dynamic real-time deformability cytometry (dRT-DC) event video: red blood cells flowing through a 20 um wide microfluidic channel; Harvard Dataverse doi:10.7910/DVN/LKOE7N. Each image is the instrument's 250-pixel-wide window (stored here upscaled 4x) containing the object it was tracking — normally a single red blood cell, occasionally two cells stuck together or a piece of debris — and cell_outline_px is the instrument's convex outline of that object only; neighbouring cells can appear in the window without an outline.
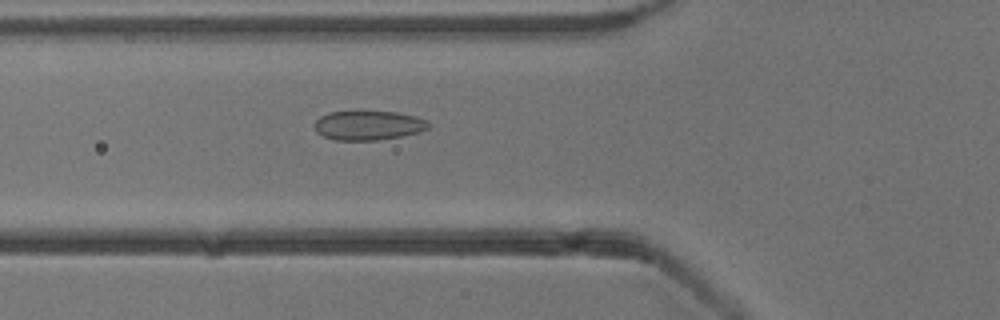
{"species": "common noctule bat (a hibernating species)", "species_latin": "Nyctalus noctula", "temperature_condition": "cold", "stored_images_in_passage": 42, "camera_frame_rate_fps": 3000, "um_per_image_px": 0.085, "animal": {"sex": "male", "body_mass_g": 13.3}, "frame": {"image": 1, "passage_image": 8, "time_ms": 2.333, "image_size_px": [1000, 320], "cell_outline_px": [[432, 124], [428, 128], [420, 132], [400, 136], [376, 140], [336, 140], [324, 136], [316, 132], [312, 124], [320, 116], [328, 112], [356, 108], [360, 108], [396, 112], [416, 116], [428, 120]], "centroid_in_image_um": [31.28, 10.59], "position_along_channel_um": 94.5, "area_um2": 20.58}}
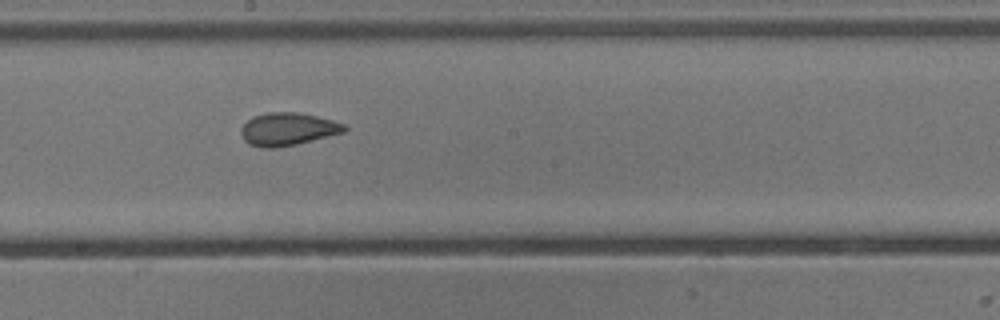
{"frame": {"image": 2, "passage_image": 18, "time_ms": 5.667, "image_size_px": [1000, 320], "cell_outline_px": [[348, 128], [344, 132], [296, 144], [272, 148], [264, 148], [248, 144], [244, 140], [240, 132], [240, 128], [252, 116], [268, 112], [296, 112], [316, 116], [332, 120], [344, 124]], "centroid_in_image_um": [24.43, 10.97], "position_along_channel_um": 223.8, "area_um2": 19.65}}
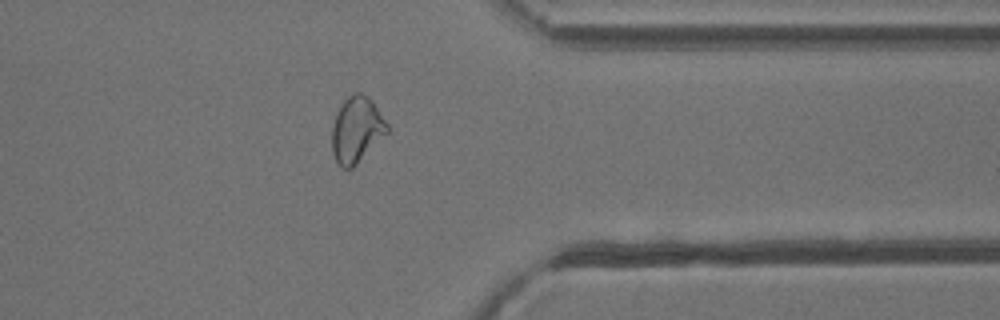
{"frame": {"image": 3, "passage_image": 31, "time_ms": 10.0, "image_size_px": [1000, 320], "cell_outline_px": [[388, 132], [352, 168], [340, 168], [332, 152], [332, 124], [336, 112], [344, 100], [348, 96], [356, 92], [360, 92], [368, 96], [372, 100], [388, 124]], "centroid_in_image_um": [30.3, 11.01], "position_along_channel_um": 381.1, "area_um2": 21.15}, "authors_computed_cell_mechanics": {"area_um2": 20.23, "velocity_mm_per_s": 3.8457, "shape_relaxation_time_tau1_ms": null, "shape_relaxation_time_tau2_ms": 1.267, "deformation_change_tau1": null, "deformation_change_tau2": 0.0585}}